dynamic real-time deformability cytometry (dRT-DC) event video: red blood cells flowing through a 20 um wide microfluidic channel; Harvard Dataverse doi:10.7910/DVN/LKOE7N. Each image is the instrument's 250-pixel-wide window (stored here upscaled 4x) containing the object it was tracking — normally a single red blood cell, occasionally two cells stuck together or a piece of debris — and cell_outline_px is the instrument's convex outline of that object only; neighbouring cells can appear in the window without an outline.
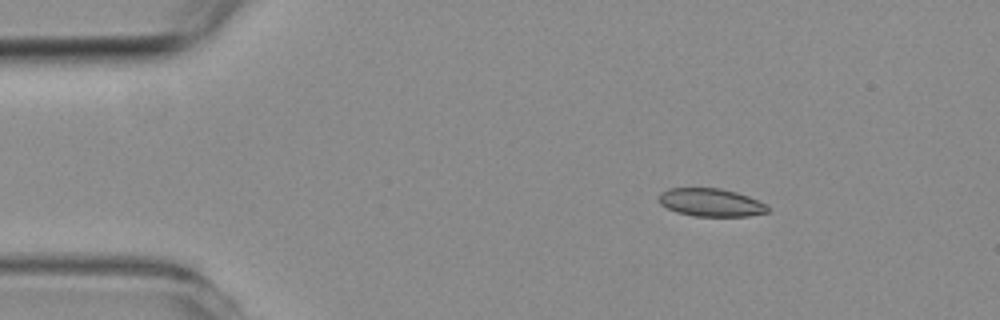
{"species": "common noctule bat (a hibernating species)", "species_latin": "Nyctalus noctula", "temperature_condition": "room temperature", "stored_images_in_passage": 5, "camera_frame_rate_fps": 3000, "um_per_image_px": 0.085, "animal": {"sex": "female", "body_mass_g": 19.3, "forearm_length_mm": 54.1}, "frame": {"image": 1, "passage_image": 2, "time_ms": 1.333, "image_size_px": [1000, 320], "cell_outline_px": [[768, 212], [748, 216], [692, 216], [676, 212], [660, 204], [660, 192], [668, 188], [720, 188], [736, 192], [748, 196], [764, 204], [768, 208]], "centroid_in_image_um": [60.39, 17.21], "position_along_channel_um": 24.6, "area_um2": 17.63}}
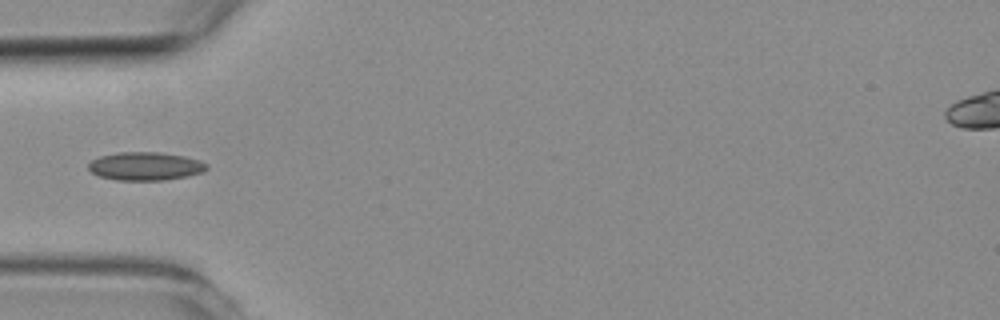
{"frame": {"image": 2, "passage_image": 4, "time_ms": 4.333, "image_size_px": [1000, 320], "cell_outline_px": [[208, 168], [200, 172], [188, 176], [164, 180], [116, 180], [100, 176], [92, 172], [88, 168], [88, 164], [92, 160], [100, 156], [116, 152], [160, 152], [184, 156], [200, 160], [208, 164]], "centroid_in_image_um": [12.36, 14.12], "position_along_channel_um": 72.6, "area_um2": 19.48}}